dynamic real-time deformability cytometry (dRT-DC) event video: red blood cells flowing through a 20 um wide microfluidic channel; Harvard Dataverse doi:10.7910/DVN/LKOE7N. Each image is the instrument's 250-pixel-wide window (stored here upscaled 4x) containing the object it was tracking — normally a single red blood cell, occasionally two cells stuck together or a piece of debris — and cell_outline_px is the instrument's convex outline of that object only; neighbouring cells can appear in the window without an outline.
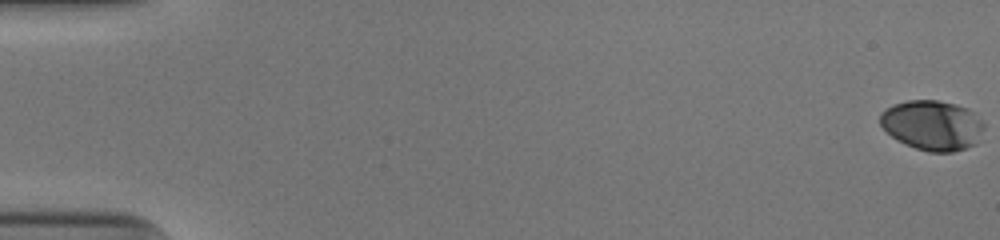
{"species": "human", "species_latin": "Homo sapiens", "temperature_condition": "cold", "stored_images_in_passage": 53, "camera_frame_rate_fps": 3000, "um_per_image_px": 0.085, "donor": {"sex": "male"}, "frame": {"image": 1, "passage_image": 1, "time_ms": 0.0, "image_size_px": [1000, 240], "cell_outline_px": [[984, 128], [976, 144], [952, 152], [928, 152], [904, 144], [896, 140], [880, 124], [880, 112], [884, 108], [892, 104], [908, 100], [936, 100], [956, 104], [968, 108], [984, 124]], "centroid_in_image_um": [79.22, 10.64], "position_along_channel_um": 5.8, "area_um2": 30.35}}
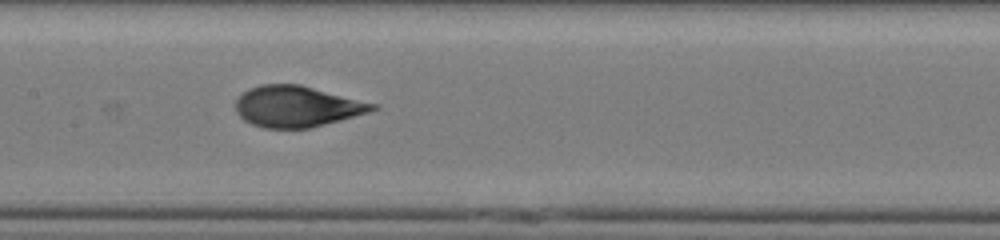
{"frame": {"image": 2, "passage_image": 28, "time_ms": 9.0, "image_size_px": [1000, 240], "cell_outline_px": [[380, 108], [368, 112], [340, 120], [308, 128], [264, 128], [252, 124], [244, 120], [236, 112], [236, 100], [244, 92], [260, 84], [300, 84], [380, 104]], "centroid_in_image_um": [25.27, 9.04], "position_along_channel_um": 182.1, "area_um2": 32.71}}
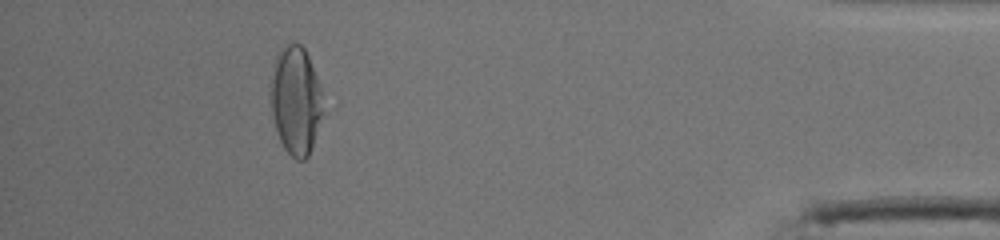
{"frame": {"image": 3, "passage_image": 49, "time_ms": 16.0, "image_size_px": [1000, 240], "cell_outline_px": [[324, 112], [308, 156], [304, 160], [296, 160], [284, 148], [276, 132], [268, 92], [276, 56], [280, 48], [284, 44], [300, 44], [304, 48], [308, 56], [316, 76], [320, 88]], "centroid_in_image_um": [25.11, 8.54], "position_along_channel_um": 410.1, "area_um2": 33.12}, "authors_computed_cell_mechanics": {"area_um2": 32.7148, "velocity_mm_per_s": 3.9771, "shape_relaxation_time_tau1_ms": 6.8753, "shape_relaxation_time_tau2_ms": 0.7447, "deformation_change_tau1": 0.2447, "deformation_change_tau2": 0.0625}}